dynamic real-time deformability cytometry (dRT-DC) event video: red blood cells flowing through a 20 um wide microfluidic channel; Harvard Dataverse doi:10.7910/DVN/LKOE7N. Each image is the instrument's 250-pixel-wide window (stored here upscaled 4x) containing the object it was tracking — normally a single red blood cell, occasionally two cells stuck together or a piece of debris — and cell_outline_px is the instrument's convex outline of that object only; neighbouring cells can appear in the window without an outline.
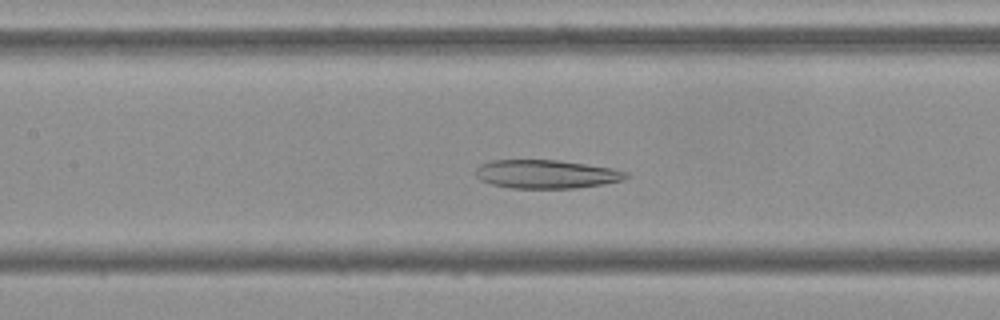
{"species": "Egyptian fruit bat (a non-hibernating species)", "species_latin": "Rousettus aegyptiacus", "temperature_condition": "cold", "stored_images_in_passage": 54, "camera_frame_rate_fps": 3000, "um_per_image_px": 0.085, "frame": {"image": 1, "passage_image": 24, "time_ms": 7.667, "image_size_px": [1000, 320], "cell_outline_px": [[632, 176], [624, 180], [604, 184], [572, 188], [512, 188], [492, 184], [480, 180], [476, 176], [476, 168], [480, 164], [492, 160], [556, 160], [612, 168], [628, 172]], "centroid_in_image_um": [46.46, 14.8], "position_along_channel_um": 160.9, "area_um2": 25.03}}
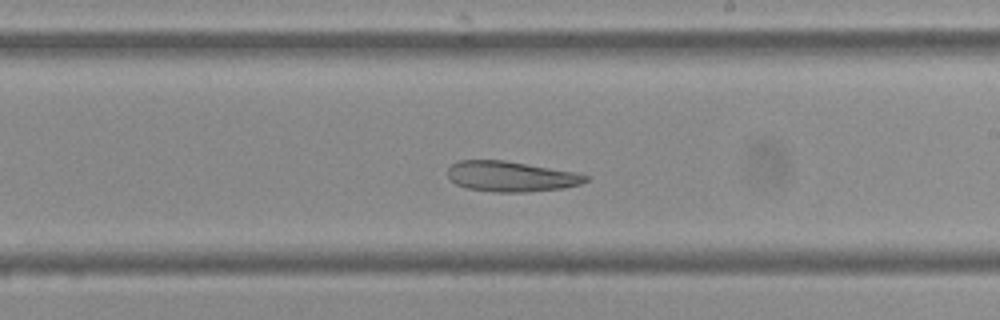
{"frame": {"image": 2, "passage_image": 31, "time_ms": 10.0, "image_size_px": [1000, 320], "cell_outline_px": [[592, 176], [588, 180], [580, 184], [564, 188], [524, 192], [492, 192], [468, 188], [456, 184], [448, 176], [448, 168], [452, 164], [460, 160], [504, 160], [576, 172]], "centroid_in_image_um": [43.47, 14.99], "position_along_channel_um": 245.5, "area_um2": 24.45}}
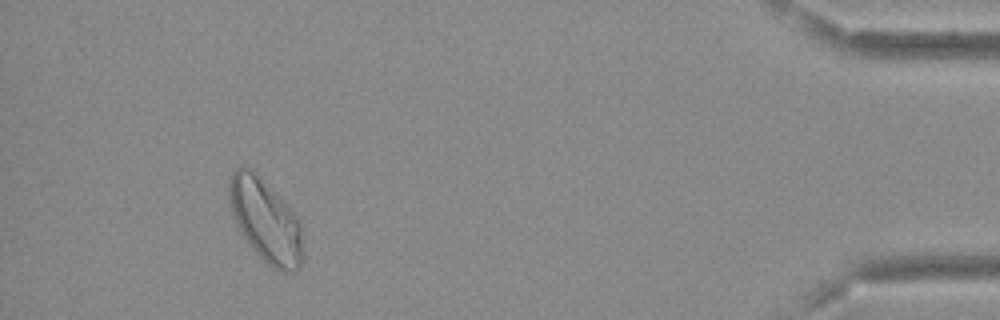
{"frame": {"image": 3, "passage_image": 50, "time_ms": 16.333, "image_size_px": [1000, 320], "cell_outline_px": [[304, 252], [300, 268], [296, 272], [280, 272], [272, 268], [248, 244], [240, 232], [232, 212], [228, 192], [228, 180], [232, 172], [236, 168], [244, 164], [252, 168], [292, 208], [300, 224]], "centroid_in_image_um": [22.58, 18.73], "position_along_channel_um": 412.6, "area_um2": 36.3}}